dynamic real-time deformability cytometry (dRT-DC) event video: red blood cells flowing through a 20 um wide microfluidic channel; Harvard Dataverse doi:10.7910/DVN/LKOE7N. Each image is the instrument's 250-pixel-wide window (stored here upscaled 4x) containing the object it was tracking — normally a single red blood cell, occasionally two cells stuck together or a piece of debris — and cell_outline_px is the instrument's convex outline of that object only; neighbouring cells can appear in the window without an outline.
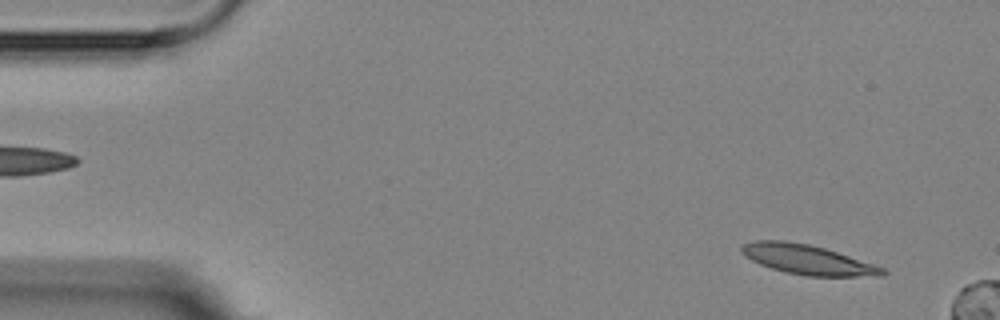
{"species": "Egyptian fruit bat (a non-hibernating species)", "species_latin": "Rousettus aegyptiacus", "temperature_condition": "room temperature", "stored_images_in_passage": 4, "camera_frame_rate_fps": 3000, "um_per_image_px": 0.085, "animal": {"sex": "female"}, "frame": {"image": 1, "passage_image": 1, "time_ms": 0.0, "image_size_px": [1000, 320], "cell_outline_px": [[888, 272], [884, 276], [808, 276], [784, 272], [760, 264], [744, 256], [740, 252], [740, 248], [744, 244], [756, 240], [784, 240], [808, 244], [824, 248], [884, 268]], "centroid_in_image_um": [68.61, 22.07], "position_along_channel_um": 16.4, "area_um2": 24.16}}